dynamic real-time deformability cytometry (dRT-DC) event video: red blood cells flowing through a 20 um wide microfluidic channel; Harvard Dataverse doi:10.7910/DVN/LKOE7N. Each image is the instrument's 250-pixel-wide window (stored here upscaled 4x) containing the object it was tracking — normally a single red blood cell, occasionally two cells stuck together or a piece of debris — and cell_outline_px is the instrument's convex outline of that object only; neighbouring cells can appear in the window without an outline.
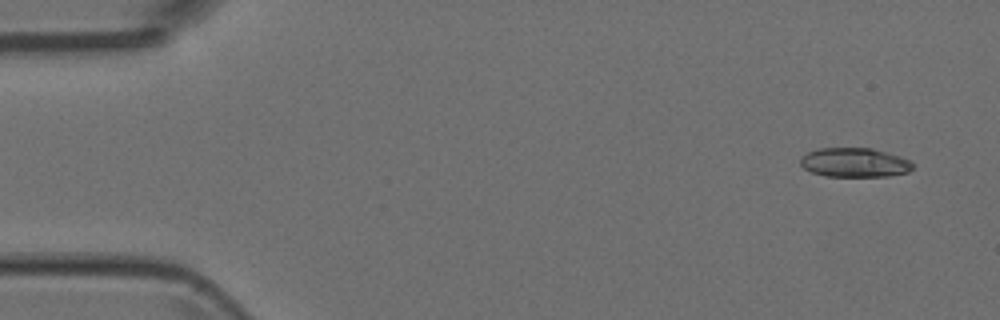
{"species": "Egyptian fruit bat (a non-hibernating species)", "species_latin": "Rousettus aegyptiacus", "temperature_condition": "room temperature", "stored_images_in_passage": 11, "camera_frame_rate_fps": 3000, "um_per_image_px": 0.085, "animal": {"sex": "female"}, "frame": {"image": 1, "passage_image": 1, "time_ms": 0.0, "image_size_px": [1000, 320], "cell_outline_px": [[912, 168], [908, 172], [888, 176], [824, 176], [812, 172], [804, 168], [800, 164], [800, 156], [816, 148], [872, 148], [888, 152], [900, 156], [908, 160], [912, 164]], "centroid_in_image_um": [72.6, 13.8], "position_along_channel_um": 12.4, "area_um2": 19.19}}